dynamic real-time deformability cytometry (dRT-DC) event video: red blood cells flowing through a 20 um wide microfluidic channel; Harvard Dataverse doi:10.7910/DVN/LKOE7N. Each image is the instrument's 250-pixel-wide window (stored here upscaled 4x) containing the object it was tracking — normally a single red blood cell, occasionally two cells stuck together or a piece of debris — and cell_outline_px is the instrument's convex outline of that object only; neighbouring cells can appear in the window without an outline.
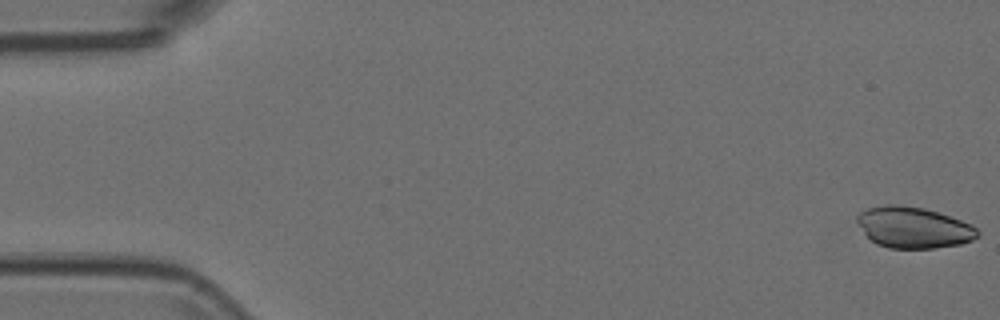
{"species": "Egyptian fruit bat (a non-hibernating species)", "species_latin": "Rousettus aegyptiacus", "temperature_condition": "room temperature", "stored_images_in_passage": 13, "camera_frame_rate_fps": 3000, "um_per_image_px": 0.085, "animal": {"sex": "female"}, "frame": {"image": 1, "passage_image": 1, "time_ms": 0.0, "image_size_px": [1000, 320], "cell_outline_px": [[980, 236], [972, 240], [960, 244], [936, 248], [888, 248], [876, 244], [864, 232], [856, 220], [856, 216], [860, 212], [868, 208], [884, 204], [900, 204], [924, 208], [972, 224], [980, 232]], "centroid_in_image_um": [77.65, 19.33], "position_along_channel_um": 7.3, "area_um2": 28.9}}